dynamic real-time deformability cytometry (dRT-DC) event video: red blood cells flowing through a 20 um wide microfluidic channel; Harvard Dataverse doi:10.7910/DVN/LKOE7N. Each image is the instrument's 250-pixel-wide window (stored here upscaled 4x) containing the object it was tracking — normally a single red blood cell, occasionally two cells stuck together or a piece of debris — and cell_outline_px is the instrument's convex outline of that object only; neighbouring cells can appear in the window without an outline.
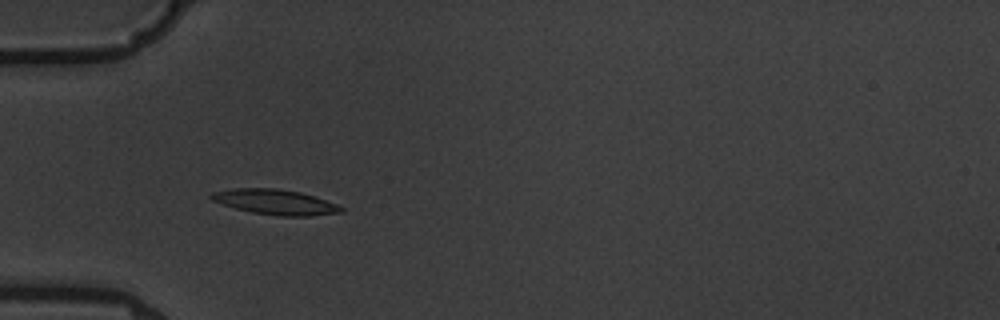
{"species": "common noctule bat (a hibernating species)", "species_latin": "Nyctalus noctula", "temperature_condition": "warm", "stored_images_in_passage": 3, "camera_frame_rate_fps": 3000, "um_per_image_px": 0.085, "animal": {"sex": "male", "body_mass_g": 19.5, "forearm_length_mm": 54.6}, "frame": {"image": 1, "passage_image": 2, "time_ms": 1.333, "image_size_px": [1000, 320], "cell_outline_px": [[344, 212], [308, 216], [276, 216], [252, 212], [236, 208], [212, 200], [208, 196], [212, 192], [232, 188], [276, 188], [300, 192], [336, 204], [344, 208]], "centroid_in_image_um": [23.38, 17.17], "position_along_channel_um": 61.6, "area_um2": 18.9}}
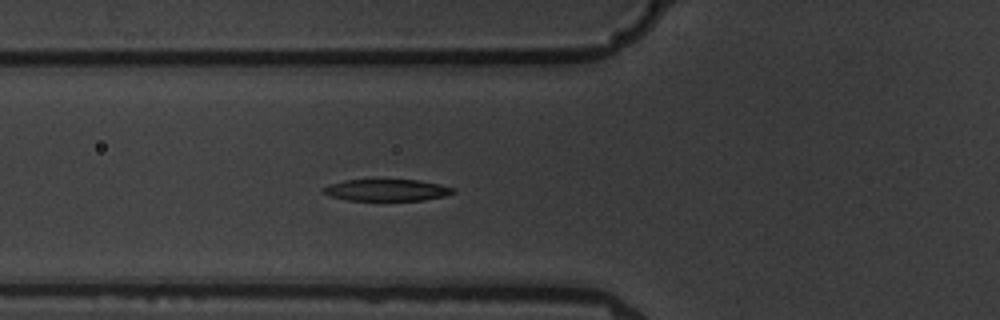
{"frame": {"image": 2, "passage_image": 3, "time_ms": 2.333, "image_size_px": [1000, 320], "cell_outline_px": [[456, 192], [444, 196], [424, 200], [348, 200], [332, 196], [320, 192], [320, 188], [328, 184], [344, 180], [420, 180], [440, 184], [456, 188]], "centroid_in_image_um": [32.86, 16.15], "position_along_channel_um": 92.9, "area_um2": 16.53}}